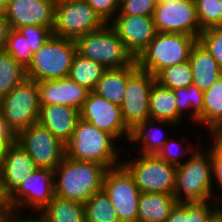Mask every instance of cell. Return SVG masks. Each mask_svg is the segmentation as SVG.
Listing matches in <instances>:
<instances>
[{"label": "cell", "mask_w": 222, "mask_h": 222, "mask_svg": "<svg viewBox=\"0 0 222 222\" xmlns=\"http://www.w3.org/2000/svg\"><path fill=\"white\" fill-rule=\"evenodd\" d=\"M106 170L98 163L65 156L54 170V194L84 204L94 193L102 190Z\"/></svg>", "instance_id": "6da1fadb"}, {"label": "cell", "mask_w": 222, "mask_h": 222, "mask_svg": "<svg viewBox=\"0 0 222 222\" xmlns=\"http://www.w3.org/2000/svg\"><path fill=\"white\" fill-rule=\"evenodd\" d=\"M115 143L117 140L112 135L79 118L71 139L65 144L66 157L114 168L122 162Z\"/></svg>", "instance_id": "7a4b0ae2"}, {"label": "cell", "mask_w": 222, "mask_h": 222, "mask_svg": "<svg viewBox=\"0 0 222 222\" xmlns=\"http://www.w3.org/2000/svg\"><path fill=\"white\" fill-rule=\"evenodd\" d=\"M200 149L177 165L173 194L177 202H207L212 199L221 201L220 196L216 197L218 194L213 192L215 189L212 184L211 149Z\"/></svg>", "instance_id": "3957f363"}, {"label": "cell", "mask_w": 222, "mask_h": 222, "mask_svg": "<svg viewBox=\"0 0 222 222\" xmlns=\"http://www.w3.org/2000/svg\"><path fill=\"white\" fill-rule=\"evenodd\" d=\"M197 38L188 34L157 32L148 47L136 59L138 68L156 76L165 67L189 61Z\"/></svg>", "instance_id": "277c9868"}, {"label": "cell", "mask_w": 222, "mask_h": 222, "mask_svg": "<svg viewBox=\"0 0 222 222\" xmlns=\"http://www.w3.org/2000/svg\"><path fill=\"white\" fill-rule=\"evenodd\" d=\"M76 53L75 40L52 35L33 53L26 77L36 82L68 77Z\"/></svg>", "instance_id": "5b68a950"}, {"label": "cell", "mask_w": 222, "mask_h": 222, "mask_svg": "<svg viewBox=\"0 0 222 222\" xmlns=\"http://www.w3.org/2000/svg\"><path fill=\"white\" fill-rule=\"evenodd\" d=\"M77 53L101 64L106 69L130 66L135 59L109 24L76 40Z\"/></svg>", "instance_id": "8992f818"}, {"label": "cell", "mask_w": 222, "mask_h": 222, "mask_svg": "<svg viewBox=\"0 0 222 222\" xmlns=\"http://www.w3.org/2000/svg\"><path fill=\"white\" fill-rule=\"evenodd\" d=\"M136 157L125 162L122 160L121 165L133 177L140 192L173 195L177 166L160 159L157 155L140 154Z\"/></svg>", "instance_id": "52a82bcc"}, {"label": "cell", "mask_w": 222, "mask_h": 222, "mask_svg": "<svg viewBox=\"0 0 222 222\" xmlns=\"http://www.w3.org/2000/svg\"><path fill=\"white\" fill-rule=\"evenodd\" d=\"M0 112L15 135L38 122L40 105L37 82L26 78L13 88L0 99Z\"/></svg>", "instance_id": "ba28073f"}, {"label": "cell", "mask_w": 222, "mask_h": 222, "mask_svg": "<svg viewBox=\"0 0 222 222\" xmlns=\"http://www.w3.org/2000/svg\"><path fill=\"white\" fill-rule=\"evenodd\" d=\"M54 196V170L38 168L3 202V208L20 213L29 208L31 214L39 213Z\"/></svg>", "instance_id": "9c48e42d"}, {"label": "cell", "mask_w": 222, "mask_h": 222, "mask_svg": "<svg viewBox=\"0 0 222 222\" xmlns=\"http://www.w3.org/2000/svg\"><path fill=\"white\" fill-rule=\"evenodd\" d=\"M105 23L85 0L55 4L53 35L76 40L101 29Z\"/></svg>", "instance_id": "30bf717a"}, {"label": "cell", "mask_w": 222, "mask_h": 222, "mask_svg": "<svg viewBox=\"0 0 222 222\" xmlns=\"http://www.w3.org/2000/svg\"><path fill=\"white\" fill-rule=\"evenodd\" d=\"M102 189L110 198L120 222H137L141 192L122 165L105 171Z\"/></svg>", "instance_id": "8fae6325"}, {"label": "cell", "mask_w": 222, "mask_h": 222, "mask_svg": "<svg viewBox=\"0 0 222 222\" xmlns=\"http://www.w3.org/2000/svg\"><path fill=\"white\" fill-rule=\"evenodd\" d=\"M16 142L24 148L38 168L55 170L66 156L65 144L39 122L20 131L16 135Z\"/></svg>", "instance_id": "7c38bea8"}, {"label": "cell", "mask_w": 222, "mask_h": 222, "mask_svg": "<svg viewBox=\"0 0 222 222\" xmlns=\"http://www.w3.org/2000/svg\"><path fill=\"white\" fill-rule=\"evenodd\" d=\"M155 82L156 76L140 69L127 80L120 108L123 120L130 130L150 119V91Z\"/></svg>", "instance_id": "4fadbf2b"}, {"label": "cell", "mask_w": 222, "mask_h": 222, "mask_svg": "<svg viewBox=\"0 0 222 222\" xmlns=\"http://www.w3.org/2000/svg\"><path fill=\"white\" fill-rule=\"evenodd\" d=\"M153 20L157 32L188 34L197 39L202 32L194 0L157 3Z\"/></svg>", "instance_id": "5bb4252c"}, {"label": "cell", "mask_w": 222, "mask_h": 222, "mask_svg": "<svg viewBox=\"0 0 222 222\" xmlns=\"http://www.w3.org/2000/svg\"><path fill=\"white\" fill-rule=\"evenodd\" d=\"M79 114L80 118L90 122L99 130L109 133L117 141H120L118 139L121 137H125L129 141L131 130L123 120L120 106L97 95L95 92H89Z\"/></svg>", "instance_id": "9a60e30c"}, {"label": "cell", "mask_w": 222, "mask_h": 222, "mask_svg": "<svg viewBox=\"0 0 222 222\" xmlns=\"http://www.w3.org/2000/svg\"><path fill=\"white\" fill-rule=\"evenodd\" d=\"M109 25L135 60L157 34L153 16L116 15Z\"/></svg>", "instance_id": "2e32d148"}, {"label": "cell", "mask_w": 222, "mask_h": 222, "mask_svg": "<svg viewBox=\"0 0 222 222\" xmlns=\"http://www.w3.org/2000/svg\"><path fill=\"white\" fill-rule=\"evenodd\" d=\"M55 4L54 0H10L3 12L10 29L29 25L53 29Z\"/></svg>", "instance_id": "e0dca14e"}, {"label": "cell", "mask_w": 222, "mask_h": 222, "mask_svg": "<svg viewBox=\"0 0 222 222\" xmlns=\"http://www.w3.org/2000/svg\"><path fill=\"white\" fill-rule=\"evenodd\" d=\"M38 167L16 141L10 145L0 162V200L4 202L22 183L28 174Z\"/></svg>", "instance_id": "ac0fdd59"}, {"label": "cell", "mask_w": 222, "mask_h": 222, "mask_svg": "<svg viewBox=\"0 0 222 222\" xmlns=\"http://www.w3.org/2000/svg\"><path fill=\"white\" fill-rule=\"evenodd\" d=\"M39 105H66L80 111L90 91L69 77L37 82Z\"/></svg>", "instance_id": "d6986e66"}, {"label": "cell", "mask_w": 222, "mask_h": 222, "mask_svg": "<svg viewBox=\"0 0 222 222\" xmlns=\"http://www.w3.org/2000/svg\"><path fill=\"white\" fill-rule=\"evenodd\" d=\"M79 118L80 114L77 109L66 105L52 104L40 107L38 122L66 144L71 139Z\"/></svg>", "instance_id": "ffe728a7"}, {"label": "cell", "mask_w": 222, "mask_h": 222, "mask_svg": "<svg viewBox=\"0 0 222 222\" xmlns=\"http://www.w3.org/2000/svg\"><path fill=\"white\" fill-rule=\"evenodd\" d=\"M167 125H169V127H177L174 123L170 121L153 119L145 120L141 124L136 125L130 131L128 142L136 146L137 144H141L140 147H138L141 149L137 150L140 151L139 154L157 155L158 152L162 149L164 143L168 140V138L164 137L166 136L164 135L165 133H162L164 132L162 130V126L165 127Z\"/></svg>", "instance_id": "44dd1931"}, {"label": "cell", "mask_w": 222, "mask_h": 222, "mask_svg": "<svg viewBox=\"0 0 222 222\" xmlns=\"http://www.w3.org/2000/svg\"><path fill=\"white\" fill-rule=\"evenodd\" d=\"M189 63L192 68V84L203 92L209 89L222 75L217 61L198 42L191 49Z\"/></svg>", "instance_id": "7402d4cb"}, {"label": "cell", "mask_w": 222, "mask_h": 222, "mask_svg": "<svg viewBox=\"0 0 222 222\" xmlns=\"http://www.w3.org/2000/svg\"><path fill=\"white\" fill-rule=\"evenodd\" d=\"M138 69L136 60L127 67L106 69L93 92L120 106L124 99L127 80Z\"/></svg>", "instance_id": "603a6c76"}, {"label": "cell", "mask_w": 222, "mask_h": 222, "mask_svg": "<svg viewBox=\"0 0 222 222\" xmlns=\"http://www.w3.org/2000/svg\"><path fill=\"white\" fill-rule=\"evenodd\" d=\"M149 111L150 119L170 121L178 126L184 119L177 110L174 91L161 86L158 82L153 84L150 91Z\"/></svg>", "instance_id": "cb8c5ba5"}, {"label": "cell", "mask_w": 222, "mask_h": 222, "mask_svg": "<svg viewBox=\"0 0 222 222\" xmlns=\"http://www.w3.org/2000/svg\"><path fill=\"white\" fill-rule=\"evenodd\" d=\"M176 203L174 195L141 193L137 222H165Z\"/></svg>", "instance_id": "d4e9b609"}, {"label": "cell", "mask_w": 222, "mask_h": 222, "mask_svg": "<svg viewBox=\"0 0 222 222\" xmlns=\"http://www.w3.org/2000/svg\"><path fill=\"white\" fill-rule=\"evenodd\" d=\"M221 203L216 200L177 202L165 222H208L222 209Z\"/></svg>", "instance_id": "484cf974"}, {"label": "cell", "mask_w": 222, "mask_h": 222, "mask_svg": "<svg viewBox=\"0 0 222 222\" xmlns=\"http://www.w3.org/2000/svg\"><path fill=\"white\" fill-rule=\"evenodd\" d=\"M39 214L46 222H86L83 203L57 196Z\"/></svg>", "instance_id": "4316f807"}, {"label": "cell", "mask_w": 222, "mask_h": 222, "mask_svg": "<svg viewBox=\"0 0 222 222\" xmlns=\"http://www.w3.org/2000/svg\"><path fill=\"white\" fill-rule=\"evenodd\" d=\"M203 94V112L198 116V125H204L209 132L222 125V75Z\"/></svg>", "instance_id": "83f0119b"}, {"label": "cell", "mask_w": 222, "mask_h": 222, "mask_svg": "<svg viewBox=\"0 0 222 222\" xmlns=\"http://www.w3.org/2000/svg\"><path fill=\"white\" fill-rule=\"evenodd\" d=\"M105 70L101 64L76 53L68 77L91 92L96 88Z\"/></svg>", "instance_id": "f1b7e54d"}, {"label": "cell", "mask_w": 222, "mask_h": 222, "mask_svg": "<svg viewBox=\"0 0 222 222\" xmlns=\"http://www.w3.org/2000/svg\"><path fill=\"white\" fill-rule=\"evenodd\" d=\"M26 78L25 68L5 50H0V99Z\"/></svg>", "instance_id": "f546056e"}, {"label": "cell", "mask_w": 222, "mask_h": 222, "mask_svg": "<svg viewBox=\"0 0 222 222\" xmlns=\"http://www.w3.org/2000/svg\"><path fill=\"white\" fill-rule=\"evenodd\" d=\"M86 222H120L111 200L102 189L84 204Z\"/></svg>", "instance_id": "4dcf8cb0"}, {"label": "cell", "mask_w": 222, "mask_h": 222, "mask_svg": "<svg viewBox=\"0 0 222 222\" xmlns=\"http://www.w3.org/2000/svg\"><path fill=\"white\" fill-rule=\"evenodd\" d=\"M173 91L176 97L178 112L185 118L187 111L190 110V113H187V115L191 117L190 120L193 123L196 122L198 124V116L203 112V91L198 89L194 84Z\"/></svg>", "instance_id": "1f68e13d"}, {"label": "cell", "mask_w": 222, "mask_h": 222, "mask_svg": "<svg viewBox=\"0 0 222 222\" xmlns=\"http://www.w3.org/2000/svg\"><path fill=\"white\" fill-rule=\"evenodd\" d=\"M156 82L171 90L189 87L193 82L189 61L165 67L156 75Z\"/></svg>", "instance_id": "d6a6232c"}, {"label": "cell", "mask_w": 222, "mask_h": 222, "mask_svg": "<svg viewBox=\"0 0 222 222\" xmlns=\"http://www.w3.org/2000/svg\"><path fill=\"white\" fill-rule=\"evenodd\" d=\"M4 50L25 69L33 57L28 39L17 29H10Z\"/></svg>", "instance_id": "836d02e7"}, {"label": "cell", "mask_w": 222, "mask_h": 222, "mask_svg": "<svg viewBox=\"0 0 222 222\" xmlns=\"http://www.w3.org/2000/svg\"><path fill=\"white\" fill-rule=\"evenodd\" d=\"M196 15L200 28L221 27V11L219 0H194Z\"/></svg>", "instance_id": "e575fe53"}, {"label": "cell", "mask_w": 222, "mask_h": 222, "mask_svg": "<svg viewBox=\"0 0 222 222\" xmlns=\"http://www.w3.org/2000/svg\"><path fill=\"white\" fill-rule=\"evenodd\" d=\"M197 42L212 55L222 70V27L203 29Z\"/></svg>", "instance_id": "d590c367"}, {"label": "cell", "mask_w": 222, "mask_h": 222, "mask_svg": "<svg viewBox=\"0 0 222 222\" xmlns=\"http://www.w3.org/2000/svg\"><path fill=\"white\" fill-rule=\"evenodd\" d=\"M171 138H168V140L164 143L162 149L158 152L157 156L162 159V160H165L166 162L168 163H171V164H174V165H180L182 164L183 162L181 161L183 157H186L185 155H187L188 153L190 155H193L200 147H198L196 145V148L194 146V144H190L188 146V144L186 143L185 147L183 146V141L182 142H176V140H170ZM193 145V146H192ZM177 146V147H176ZM180 146V148L182 147V151L181 150H177V148ZM193 147V148H192ZM176 148V150H175ZM185 148V149H184ZM176 151H179V152H176ZM181 152V153H180Z\"/></svg>", "instance_id": "8d00e7d4"}, {"label": "cell", "mask_w": 222, "mask_h": 222, "mask_svg": "<svg viewBox=\"0 0 222 222\" xmlns=\"http://www.w3.org/2000/svg\"><path fill=\"white\" fill-rule=\"evenodd\" d=\"M30 43V48L35 53L52 35V29L46 26H23L17 29Z\"/></svg>", "instance_id": "74e56055"}, {"label": "cell", "mask_w": 222, "mask_h": 222, "mask_svg": "<svg viewBox=\"0 0 222 222\" xmlns=\"http://www.w3.org/2000/svg\"><path fill=\"white\" fill-rule=\"evenodd\" d=\"M156 5V0H124L119 4L116 15L153 16Z\"/></svg>", "instance_id": "f35d334b"}, {"label": "cell", "mask_w": 222, "mask_h": 222, "mask_svg": "<svg viewBox=\"0 0 222 222\" xmlns=\"http://www.w3.org/2000/svg\"><path fill=\"white\" fill-rule=\"evenodd\" d=\"M102 19L105 24H109L119 12L117 0H85Z\"/></svg>", "instance_id": "ab89813d"}, {"label": "cell", "mask_w": 222, "mask_h": 222, "mask_svg": "<svg viewBox=\"0 0 222 222\" xmlns=\"http://www.w3.org/2000/svg\"><path fill=\"white\" fill-rule=\"evenodd\" d=\"M16 141V135L8 127L0 112V162L4 159L8 148Z\"/></svg>", "instance_id": "60d3db41"}, {"label": "cell", "mask_w": 222, "mask_h": 222, "mask_svg": "<svg viewBox=\"0 0 222 222\" xmlns=\"http://www.w3.org/2000/svg\"><path fill=\"white\" fill-rule=\"evenodd\" d=\"M2 214L10 221V222H46L44 218L37 213V215H29L28 216H20V212H15L12 210H4Z\"/></svg>", "instance_id": "b9f144b4"}, {"label": "cell", "mask_w": 222, "mask_h": 222, "mask_svg": "<svg viewBox=\"0 0 222 222\" xmlns=\"http://www.w3.org/2000/svg\"><path fill=\"white\" fill-rule=\"evenodd\" d=\"M210 136L212 137L211 141L213 142L211 145V149L216 154H222V126H216L209 131Z\"/></svg>", "instance_id": "7bdbcfd3"}, {"label": "cell", "mask_w": 222, "mask_h": 222, "mask_svg": "<svg viewBox=\"0 0 222 222\" xmlns=\"http://www.w3.org/2000/svg\"><path fill=\"white\" fill-rule=\"evenodd\" d=\"M9 31V23L4 15V12L0 11V50H4Z\"/></svg>", "instance_id": "ee69618b"}, {"label": "cell", "mask_w": 222, "mask_h": 222, "mask_svg": "<svg viewBox=\"0 0 222 222\" xmlns=\"http://www.w3.org/2000/svg\"><path fill=\"white\" fill-rule=\"evenodd\" d=\"M211 173H212V184L214 185V182L217 186L218 189L222 191V168H211ZM215 180V181H214Z\"/></svg>", "instance_id": "f6af8a7d"}, {"label": "cell", "mask_w": 222, "mask_h": 222, "mask_svg": "<svg viewBox=\"0 0 222 222\" xmlns=\"http://www.w3.org/2000/svg\"><path fill=\"white\" fill-rule=\"evenodd\" d=\"M211 168H222V154H216L211 149Z\"/></svg>", "instance_id": "bcb514c9"}, {"label": "cell", "mask_w": 222, "mask_h": 222, "mask_svg": "<svg viewBox=\"0 0 222 222\" xmlns=\"http://www.w3.org/2000/svg\"><path fill=\"white\" fill-rule=\"evenodd\" d=\"M208 222H222V209Z\"/></svg>", "instance_id": "7dc6e473"}, {"label": "cell", "mask_w": 222, "mask_h": 222, "mask_svg": "<svg viewBox=\"0 0 222 222\" xmlns=\"http://www.w3.org/2000/svg\"><path fill=\"white\" fill-rule=\"evenodd\" d=\"M10 0H0V11H4Z\"/></svg>", "instance_id": "c3c4849f"}, {"label": "cell", "mask_w": 222, "mask_h": 222, "mask_svg": "<svg viewBox=\"0 0 222 222\" xmlns=\"http://www.w3.org/2000/svg\"><path fill=\"white\" fill-rule=\"evenodd\" d=\"M178 2L183 0H156L157 3H170V2Z\"/></svg>", "instance_id": "681fc988"}, {"label": "cell", "mask_w": 222, "mask_h": 222, "mask_svg": "<svg viewBox=\"0 0 222 222\" xmlns=\"http://www.w3.org/2000/svg\"><path fill=\"white\" fill-rule=\"evenodd\" d=\"M0 222H10L3 214L0 215Z\"/></svg>", "instance_id": "f907efd6"}, {"label": "cell", "mask_w": 222, "mask_h": 222, "mask_svg": "<svg viewBox=\"0 0 222 222\" xmlns=\"http://www.w3.org/2000/svg\"><path fill=\"white\" fill-rule=\"evenodd\" d=\"M55 3H63V2H67V1H75V0H54Z\"/></svg>", "instance_id": "816d5d0a"}, {"label": "cell", "mask_w": 222, "mask_h": 222, "mask_svg": "<svg viewBox=\"0 0 222 222\" xmlns=\"http://www.w3.org/2000/svg\"><path fill=\"white\" fill-rule=\"evenodd\" d=\"M3 211H4L3 202L0 200V215L2 214Z\"/></svg>", "instance_id": "f5cc1de1"}, {"label": "cell", "mask_w": 222, "mask_h": 222, "mask_svg": "<svg viewBox=\"0 0 222 222\" xmlns=\"http://www.w3.org/2000/svg\"><path fill=\"white\" fill-rule=\"evenodd\" d=\"M220 2V11H221V27H222V0H219Z\"/></svg>", "instance_id": "db71d44e"}, {"label": "cell", "mask_w": 222, "mask_h": 222, "mask_svg": "<svg viewBox=\"0 0 222 222\" xmlns=\"http://www.w3.org/2000/svg\"><path fill=\"white\" fill-rule=\"evenodd\" d=\"M124 0H117V2L120 4V3H122Z\"/></svg>", "instance_id": "11a10c76"}]
</instances>
